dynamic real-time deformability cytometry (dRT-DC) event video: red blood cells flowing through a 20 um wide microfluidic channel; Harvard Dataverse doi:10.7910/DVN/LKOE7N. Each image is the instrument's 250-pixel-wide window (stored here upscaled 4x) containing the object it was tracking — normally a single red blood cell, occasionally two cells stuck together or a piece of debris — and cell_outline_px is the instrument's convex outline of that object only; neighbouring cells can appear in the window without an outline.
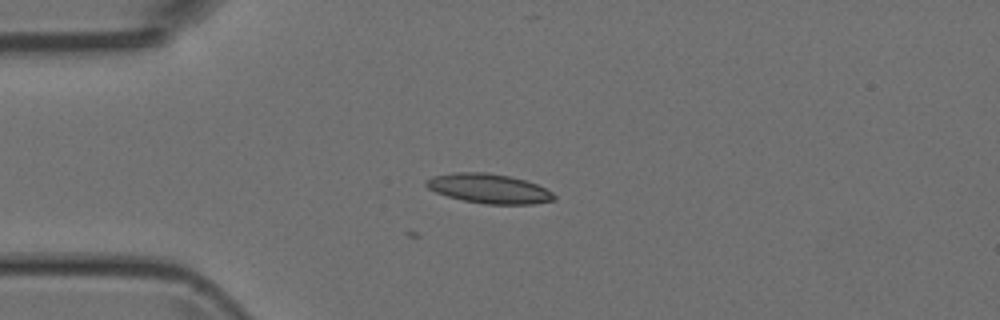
{"species": "Egyptian fruit bat (a non-hibernating species)", "species_latin": "Rousettus aegyptiacus", "temperature_condition": "room temperature", "stored_images_in_passage": 39, "camera_frame_rate_fps": 3000, "um_per_image_px": 0.085, "animal": {"sex": "female"}, "frame": {"image": 1, "passage_image": 1, "time_ms": 0.0, "image_size_px": [1000, 320], "cell_outline_px": [[556, 200], [532, 204], [484, 204], [464, 200], [448, 196], [436, 192], [428, 188], [424, 184], [424, 180], [432, 176], [456, 172], [488, 172], [508, 176], [524, 180], [536, 184], [552, 192], [556, 196]], "centroid_in_image_um": [41.54, 16.02], "position_along_channel_um": 43.5, "area_um2": 21.96}}
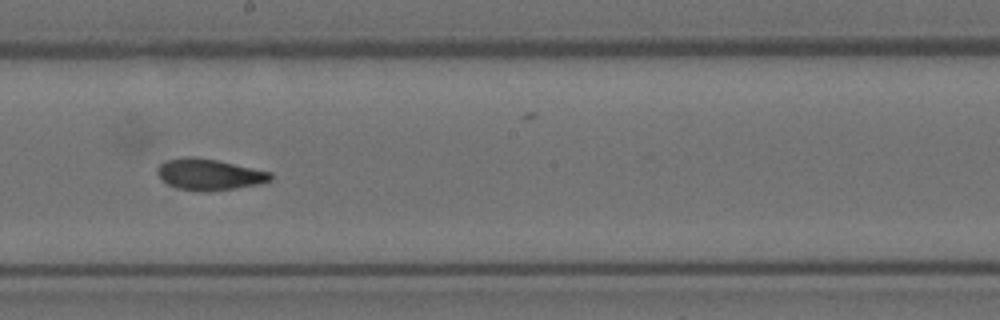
{"frame": {"image": 2, "passage_image": 16, "time_ms": 5.0, "image_size_px": [1000, 320], "cell_outline_px": [[272, 180], [260, 184], [236, 188], [208, 192], [204, 192], [176, 188], [160, 180], [156, 172], [156, 168], [160, 164], [168, 160], [188, 156], [192, 156], [216, 160], [272, 172]], "centroid_in_image_um": [17.77, 14.84], "position_along_channel_um": 230.4, "area_um2": 20.75}}
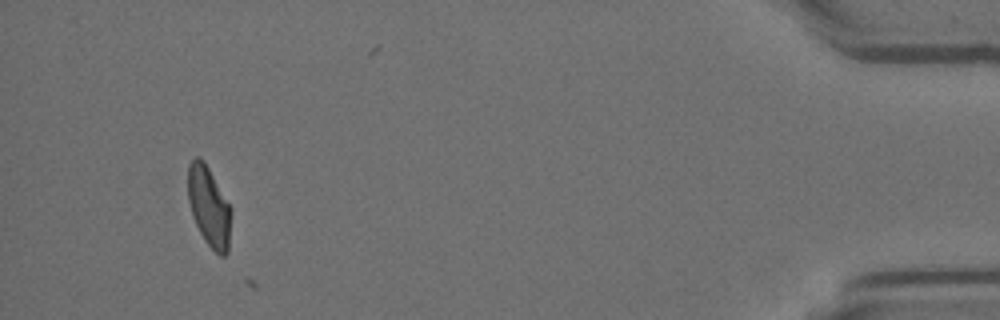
{"frame": {"image": 3, "passage_image": 35, "time_ms": 11.333, "image_size_px": [1000, 320], "cell_outline_px": [[232, 208], [228, 252], [224, 256], [220, 256], [204, 240], [192, 216], [188, 200], [188, 164], [196, 156], [200, 156], [204, 160]], "centroid_in_image_um": [17.77, 17.54], "position_along_channel_um": 417.4, "area_um2": 20.29}}